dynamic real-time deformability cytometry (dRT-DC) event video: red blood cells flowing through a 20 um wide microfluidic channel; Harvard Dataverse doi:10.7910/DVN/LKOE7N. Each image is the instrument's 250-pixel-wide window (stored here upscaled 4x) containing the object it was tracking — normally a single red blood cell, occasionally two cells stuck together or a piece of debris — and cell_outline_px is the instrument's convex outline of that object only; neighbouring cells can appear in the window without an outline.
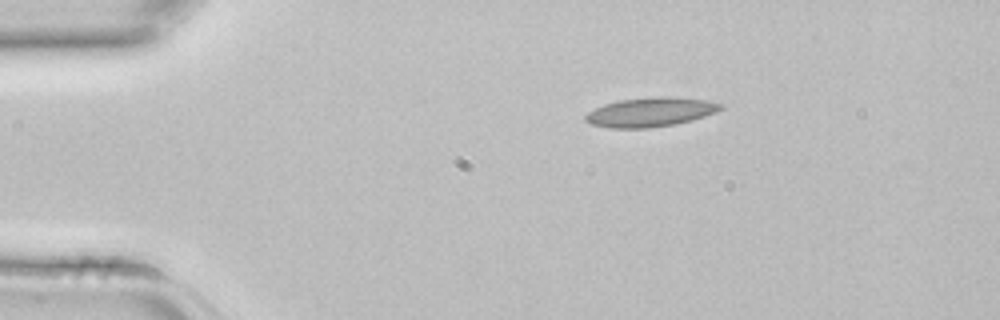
{"species": "common noctule bat (a hibernating species)", "species_latin": "Nyctalus noctula", "temperature_condition": "room temperature", "stored_images_in_passage": 2, "camera_frame_rate_fps": 3000, "um_per_image_px": 0.085, "animal": {"sex": "female", "body_mass_g": 22.7, "forearm_length_mm": 54.2}, "frame": {"image": 1, "passage_image": 1, "time_ms": 0.0, "image_size_px": [1000, 320], "cell_outline_px": [[724, 108], [716, 112], [692, 120], [676, 124], [648, 128], [608, 128], [592, 124], [584, 120], [584, 116], [588, 112], [604, 104], [620, 100], [660, 96], [668, 96], [704, 100], [724, 104]], "centroid_in_image_um": [55.29, 9.53], "position_along_channel_um": 29.7, "area_um2": 23.0}}